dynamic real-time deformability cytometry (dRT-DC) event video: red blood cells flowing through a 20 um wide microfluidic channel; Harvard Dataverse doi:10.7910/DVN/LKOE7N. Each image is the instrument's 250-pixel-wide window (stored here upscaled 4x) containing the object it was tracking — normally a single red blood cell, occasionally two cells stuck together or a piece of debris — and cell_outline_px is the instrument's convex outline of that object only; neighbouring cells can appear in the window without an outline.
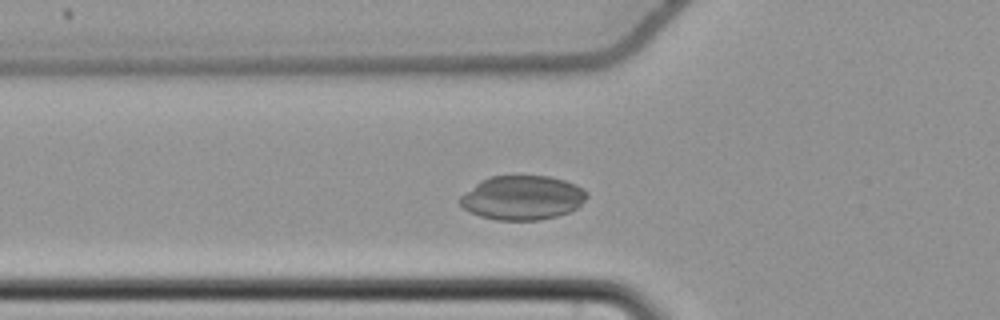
{"species": "common noctule bat (a hibernating species)", "species_latin": "Nyctalus noctula", "temperature_condition": "cold", "stored_images_in_passage": 51, "camera_frame_rate_fps": 3000, "um_per_image_px": 0.085, "animal": {"sex": "female", "body_mass_g": 22.7, "forearm_length_mm": 54.2}, "frame": {"image": 1, "passage_image": 15, "time_ms": 4.667, "image_size_px": [1000, 320], "cell_outline_px": [[588, 196], [576, 208], [568, 212], [556, 216], [540, 220], [496, 220], [480, 216], [464, 208], [456, 200], [460, 196], [480, 180], [488, 176], [548, 176], [564, 180], [576, 184], [584, 188], [588, 192]], "centroid_in_image_um": [44.39, 16.8], "position_along_channel_um": 81.4, "area_um2": 32.77}}
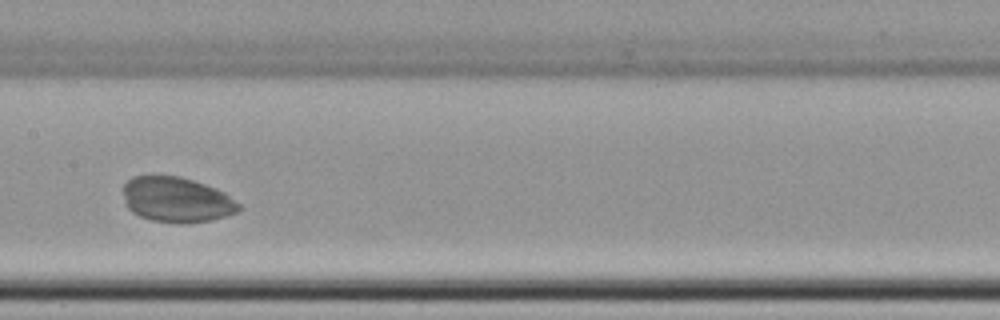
{"frame": {"image": 2, "passage_image": 24, "time_ms": 7.667, "image_size_px": [1000, 320], "cell_outline_px": [[240, 208], [236, 212], [212, 220], [152, 220], [140, 216], [132, 212], [124, 204], [124, 184], [132, 176], [152, 172], [180, 176], [204, 184], [224, 192], [240, 204]], "centroid_in_image_um": [14.93, 16.88], "position_along_channel_um": 192.5, "area_um2": 30.17}}
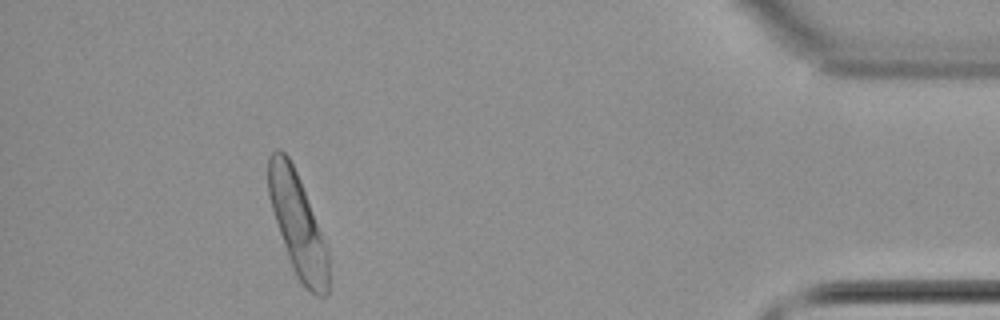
{"frame": {"image": 3, "passage_image": 46, "time_ms": 15.0, "image_size_px": [1000, 320], "cell_outline_px": [[328, 296], [316, 296], [296, 276], [292, 268], [268, 196], [268, 156], [276, 148], [280, 148], [288, 156], [300, 180], [328, 252]], "centroid_in_image_um": [25.28, 19.06], "position_along_channel_um": 409.9, "area_um2": 34.97}}